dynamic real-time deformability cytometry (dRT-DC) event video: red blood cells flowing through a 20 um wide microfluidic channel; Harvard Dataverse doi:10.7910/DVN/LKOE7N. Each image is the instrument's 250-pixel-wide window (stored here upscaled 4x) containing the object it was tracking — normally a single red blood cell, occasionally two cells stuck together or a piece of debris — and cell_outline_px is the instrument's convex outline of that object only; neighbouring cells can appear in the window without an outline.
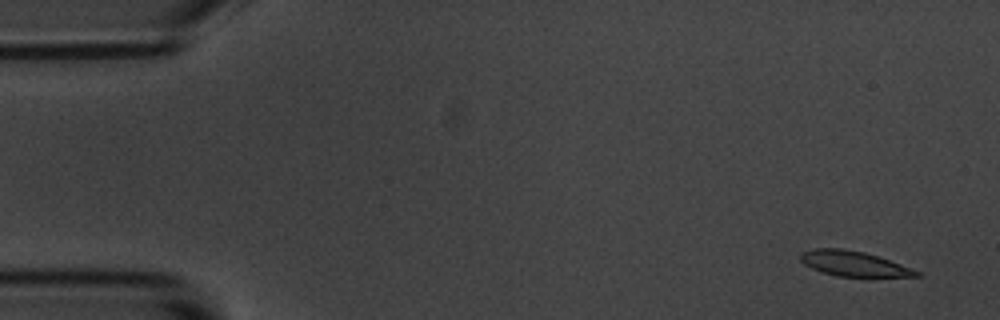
{"species": "common noctule bat (a hibernating species)", "species_latin": "Nyctalus noctula", "temperature_condition": "room temperature", "stored_images_in_passage": 5, "segment_of_instrument_passage": [1, 2], "camera_frame_rate_fps": 3000, "um_per_image_px": 0.085, "animal": {"sex": "male", "body_mass_g": 20.1, "forearm_length_mm": 53.5}, "frame": {"image": 1, "passage_image": 1, "time_ms": 0.0, "image_size_px": [1000, 320], "cell_outline_px": [[924, 276], [836, 276], [812, 268], [804, 264], [800, 260], [800, 252], [812, 248], [844, 248], [864, 252], [880, 256], [920, 272]], "centroid_in_image_um": [72.53, 22.39], "position_along_channel_um": 12.5, "area_um2": 16.88}}